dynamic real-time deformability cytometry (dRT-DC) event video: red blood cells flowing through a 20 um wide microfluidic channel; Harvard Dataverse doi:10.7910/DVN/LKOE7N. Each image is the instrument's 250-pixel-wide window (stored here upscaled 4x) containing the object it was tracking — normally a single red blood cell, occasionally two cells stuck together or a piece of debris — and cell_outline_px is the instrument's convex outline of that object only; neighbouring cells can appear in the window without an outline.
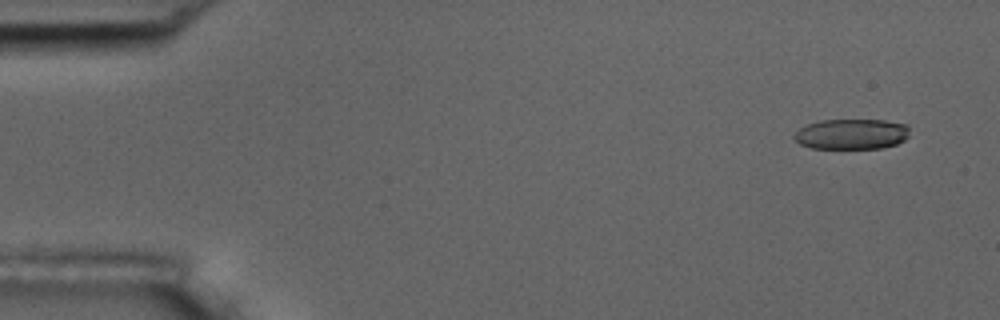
{"species": "common noctule bat (a hibernating species)", "species_latin": "Nyctalus noctula", "temperature_condition": "room temperature", "stored_images_in_passage": 8, "camera_frame_rate_fps": 3000, "um_per_image_px": 0.085, "animal": {"sex": "male", "body_mass_g": 17.5, "forearm_length_mm": 52.3}, "frame": {"image": 1, "passage_image": 1, "time_ms": 0.0, "image_size_px": [1000, 320], "cell_outline_px": [[908, 136], [904, 140], [896, 144], [880, 148], [812, 148], [800, 144], [792, 136], [800, 128], [808, 124], [820, 120], [884, 120], [908, 124]], "centroid_in_image_um": [72.39, 11.39], "position_along_channel_um": 12.6, "area_um2": 20.4}}
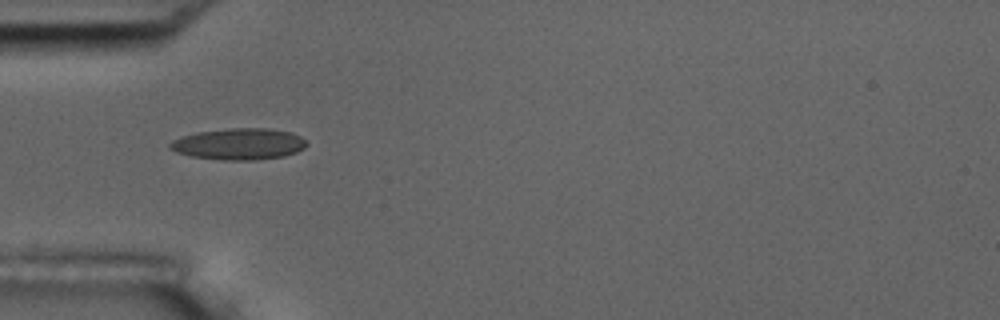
{"frame": {"image": 2, "passage_image": 5, "time_ms": 4.667, "image_size_px": [1000, 320], "cell_outline_px": [[308, 144], [304, 148], [296, 152], [284, 156], [252, 160], [224, 160], [192, 156], [176, 152], [168, 148], [168, 144], [172, 140], [180, 136], [196, 132], [228, 128], [268, 128], [292, 132], [300, 136]], "centroid_in_image_um": [20.29, 12.23], "position_along_channel_um": 64.7, "area_um2": 25.14}}
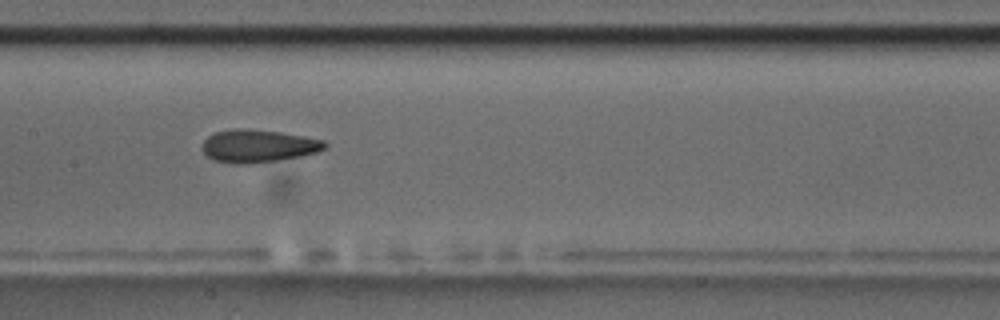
{"frame": {"image": 3, "passage_image": 8, "time_ms": 8.0, "image_size_px": [1000, 320], "cell_outline_px": [[328, 144], [324, 148], [316, 152], [300, 156], [276, 160], [248, 164], [236, 164], [212, 160], [204, 152], [204, 140], [208, 136], [216, 132], [236, 128], [240, 128], [280, 132], [304, 136], [324, 140]], "centroid_in_image_um": [21.95, 12.41], "position_along_channel_um": 185.5, "area_um2": 23.12}}